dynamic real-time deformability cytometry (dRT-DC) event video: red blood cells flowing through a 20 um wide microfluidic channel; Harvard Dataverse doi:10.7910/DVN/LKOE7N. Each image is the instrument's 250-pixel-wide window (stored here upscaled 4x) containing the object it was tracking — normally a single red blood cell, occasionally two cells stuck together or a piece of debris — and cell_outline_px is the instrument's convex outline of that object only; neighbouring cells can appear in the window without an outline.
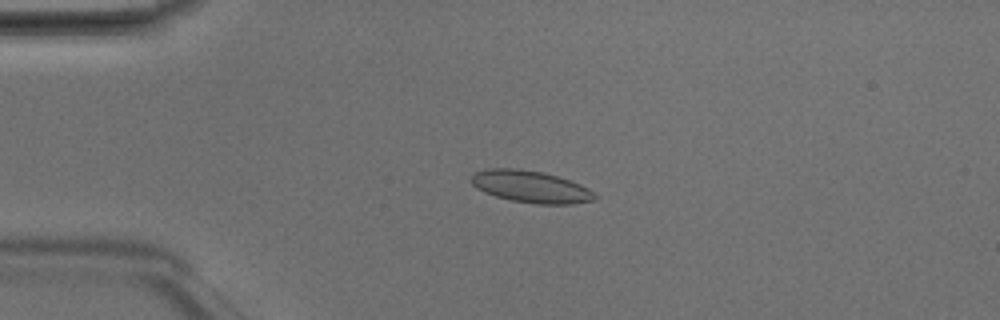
{"species": "Egyptian fruit bat (a non-hibernating species)", "species_latin": "Rousettus aegyptiacus", "temperature_condition": "room temperature", "stored_images_in_passage": 45, "camera_frame_rate_fps": 3000, "um_per_image_px": 0.085, "animal": {"sex": "male"}, "frame": {"image": 1, "passage_image": 8, "time_ms": 2.333, "image_size_px": [1000, 320], "cell_outline_px": [[596, 196], [592, 200], [572, 204], [536, 204], [512, 200], [496, 196], [484, 192], [476, 188], [472, 184], [472, 176], [476, 172], [488, 168], [520, 168], [540, 172], [556, 176], [580, 184], [588, 188]], "centroid_in_image_um": [45.08, 15.86], "position_along_channel_um": 39.9, "area_um2": 22.72}}
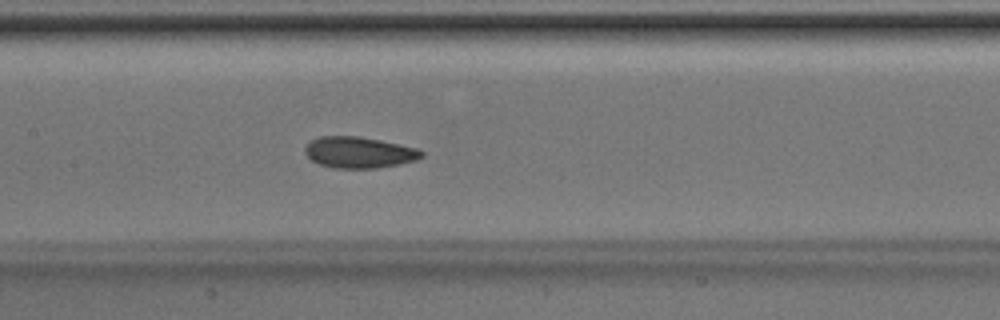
{"frame": {"image": 2, "passage_image": 20, "time_ms": 6.333, "image_size_px": [1000, 320], "cell_outline_px": [[424, 156], [416, 160], [400, 164], [376, 168], [332, 168], [320, 164], [312, 160], [304, 152], [304, 148], [312, 140], [320, 136], [360, 136], [380, 140], [416, 148], [424, 152]], "centroid_in_image_um": [30.52, 12.95], "position_along_channel_um": 176.9, "area_um2": 21.15}}
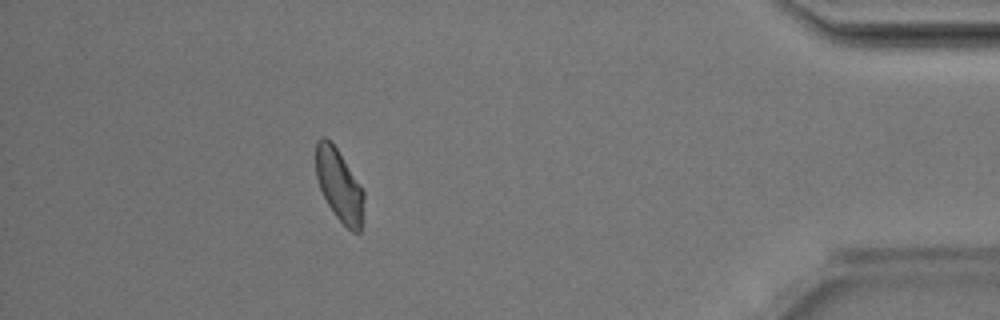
{"frame": {"image": 3, "passage_image": 40, "time_ms": 13.0, "image_size_px": [1000, 320], "cell_outline_px": [[364, 200], [360, 232], [352, 232], [336, 216], [328, 204], [320, 188], [316, 176], [316, 140], [320, 136], [324, 136], [332, 140], [364, 188]], "centroid_in_image_um": [28.84, 15.67], "position_along_channel_um": 406.4, "area_um2": 20.46}, "authors_computed_cell_mechanics": {"area_um2": 21.097, "velocity_mm_per_s": 4.172, "shape_relaxation_time_tau1_ms": 3.5949, "shape_relaxation_time_tau2_ms": 1.575, "deformation_change_tau1": 0.1028, "deformation_change_tau2": 0.0667}}